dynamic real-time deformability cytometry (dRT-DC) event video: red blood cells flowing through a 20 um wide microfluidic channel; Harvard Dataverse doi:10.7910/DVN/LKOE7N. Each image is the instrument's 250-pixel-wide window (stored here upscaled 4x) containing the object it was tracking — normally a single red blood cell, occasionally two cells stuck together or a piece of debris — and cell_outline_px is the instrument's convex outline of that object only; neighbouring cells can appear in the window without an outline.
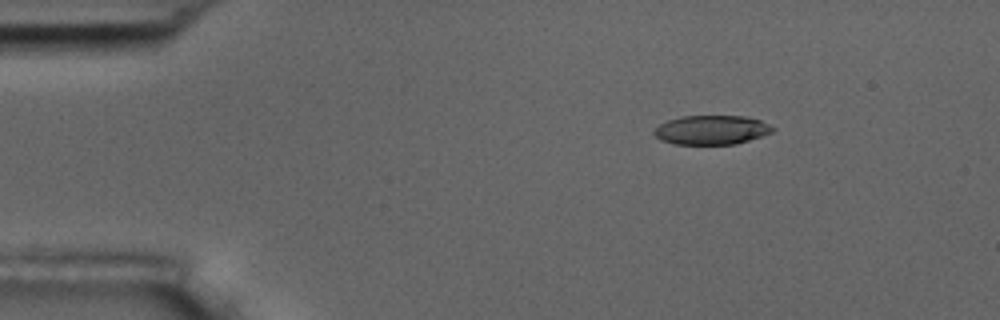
{"species": "common noctule bat (a hibernating species)", "species_latin": "Nyctalus noctula", "temperature_condition": "room temperature", "stored_images_in_passage": 6, "camera_frame_rate_fps": 3000, "um_per_image_px": 0.085, "animal": {"sex": "male", "body_mass_g": 17.5, "forearm_length_mm": 52.3}, "frame": {"image": 1, "passage_image": 3, "time_ms": 2.333, "image_size_px": [1000, 320], "cell_outline_px": [[776, 128], [772, 132], [736, 144], [676, 144], [660, 140], [652, 132], [660, 124], [668, 120], [680, 116], [744, 116], [760, 120]], "centroid_in_image_um": [60.47, 11.04], "position_along_channel_um": 24.5, "area_um2": 20.06}}